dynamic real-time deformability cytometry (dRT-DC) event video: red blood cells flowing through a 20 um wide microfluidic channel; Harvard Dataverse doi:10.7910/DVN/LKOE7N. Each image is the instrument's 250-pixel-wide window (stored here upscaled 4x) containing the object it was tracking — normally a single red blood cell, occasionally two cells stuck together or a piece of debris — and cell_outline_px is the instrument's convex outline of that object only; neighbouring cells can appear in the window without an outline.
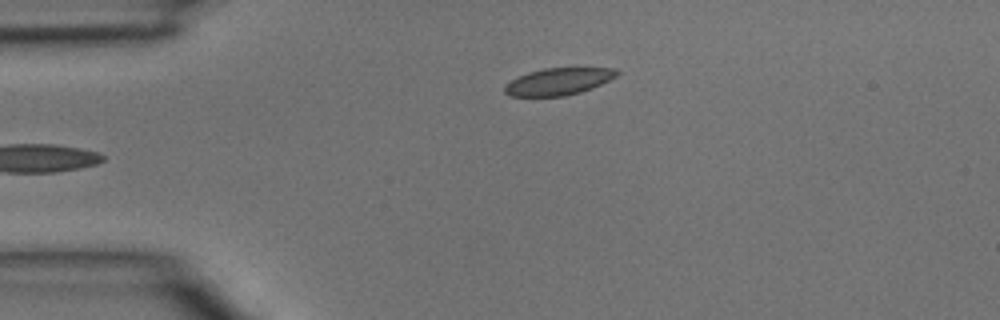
{"species": "common noctule bat (a hibernating species)", "species_latin": "Nyctalus noctula", "temperature_condition": "room temperature", "stored_images_in_passage": 3, "camera_frame_rate_fps": 3000, "um_per_image_px": 0.085, "animal": {"sex": "male", "body_mass_g": 15.6}, "frame": {"image": 1, "passage_image": 3, "time_ms": 0.667, "image_size_px": [1000, 320], "cell_outline_px": [[620, 72], [616, 76], [592, 88], [580, 92], [564, 96], [508, 96], [504, 92], [504, 84], [528, 72], [544, 68], [616, 68]], "centroid_in_image_um": [47.45, 6.93], "position_along_channel_um": 37.6, "area_um2": 17.57}}